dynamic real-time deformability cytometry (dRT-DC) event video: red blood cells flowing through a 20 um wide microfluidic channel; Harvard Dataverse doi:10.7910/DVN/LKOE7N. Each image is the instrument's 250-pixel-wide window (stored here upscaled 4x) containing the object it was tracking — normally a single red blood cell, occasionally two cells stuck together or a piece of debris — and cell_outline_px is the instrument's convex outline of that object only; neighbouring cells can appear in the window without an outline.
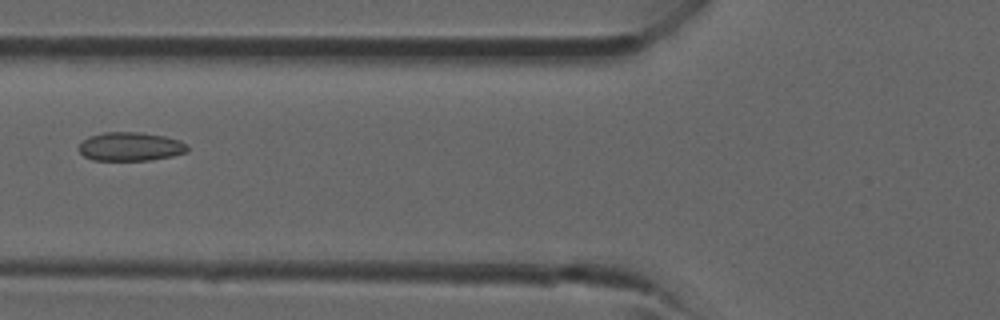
{"species": "common noctule bat (a hibernating species)", "species_latin": "Nyctalus noctula", "temperature_condition": "room temperature", "stored_images_in_passage": 32, "camera_frame_rate_fps": 3000, "um_per_image_px": 0.085, "animal": {"sex": "male", "forearm_length_mm": 52.5}, "frame": {"image": 1, "passage_image": 12, "time_ms": 3.667, "image_size_px": [1000, 320], "cell_outline_px": [[188, 152], [172, 156], [148, 160], [92, 160], [84, 156], [76, 148], [88, 136], [104, 132], [140, 132], [164, 136], [180, 140], [188, 144]], "centroid_in_image_um": [11.09, 12.45], "position_along_channel_um": 114.7, "area_um2": 18.32}}
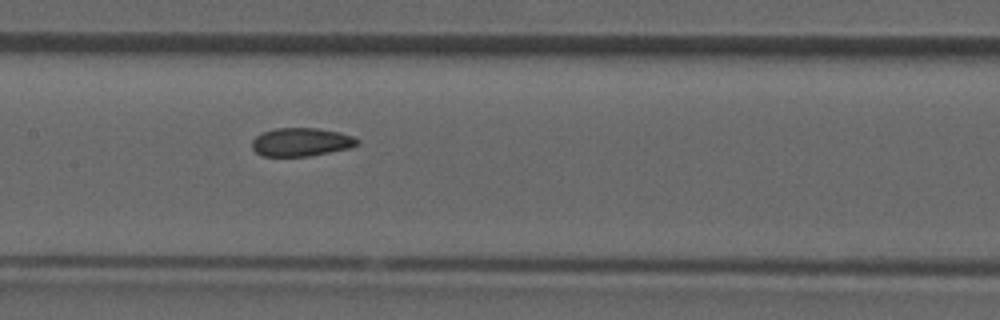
{"frame": {"image": 2, "passage_image": 16, "time_ms": 5.0, "image_size_px": [1000, 320], "cell_outline_px": [[360, 144], [352, 148], [308, 156], [264, 156], [256, 152], [252, 148], [252, 140], [256, 136], [264, 132], [276, 128], [316, 128], [340, 132], [352, 136], [360, 140]], "centroid_in_image_um": [25.64, 12.07], "position_along_channel_um": 181.8, "area_um2": 17.46}}
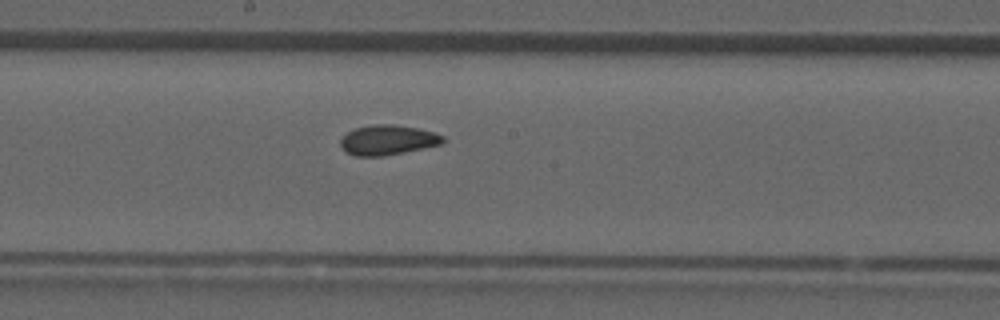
{"frame": {"image": 3, "passage_image": 18, "time_ms": 5.667, "image_size_px": [1000, 320], "cell_outline_px": [[444, 140], [440, 144], [424, 148], [384, 156], [356, 156], [344, 152], [340, 144], [340, 140], [348, 132], [356, 128], [376, 124], [396, 124], [416, 128], [432, 132], [444, 136]], "centroid_in_image_um": [32.93, 11.91], "position_along_channel_um": 215.3, "area_um2": 17.74}}